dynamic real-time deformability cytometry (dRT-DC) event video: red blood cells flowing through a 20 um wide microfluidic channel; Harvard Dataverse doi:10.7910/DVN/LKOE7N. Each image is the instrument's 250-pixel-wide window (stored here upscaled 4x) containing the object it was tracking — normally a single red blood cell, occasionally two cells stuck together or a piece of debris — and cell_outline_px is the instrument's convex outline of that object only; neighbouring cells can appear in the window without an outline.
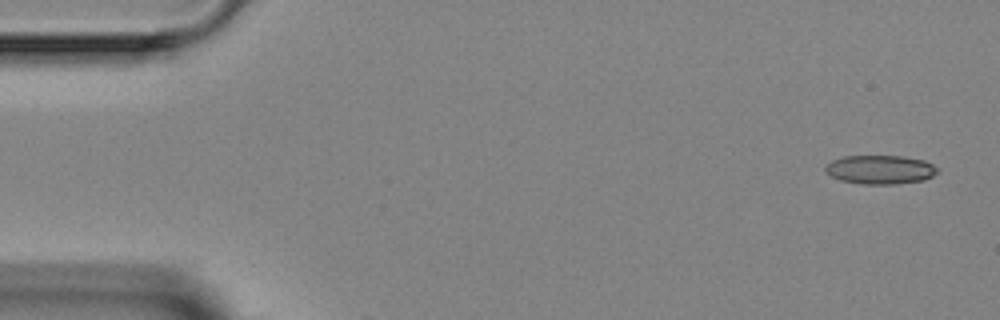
{"species": "Egyptian fruit bat (a non-hibernating species)", "species_latin": "Rousettus aegyptiacus", "temperature_condition": "room temperature", "stored_images_in_passage": 3, "camera_frame_rate_fps": 3000, "um_per_image_px": 0.085, "animal": {"sex": "female"}, "frame": {"image": 1, "passage_image": 1, "time_ms": 0.0, "image_size_px": [1000, 320], "cell_outline_px": [[940, 168], [932, 176], [924, 180], [896, 184], [864, 184], [840, 180], [824, 172], [824, 168], [832, 160], [844, 156], [904, 156], [924, 160]], "centroid_in_image_um": [74.82, 14.41], "position_along_channel_um": 10.2, "area_um2": 18.9}}
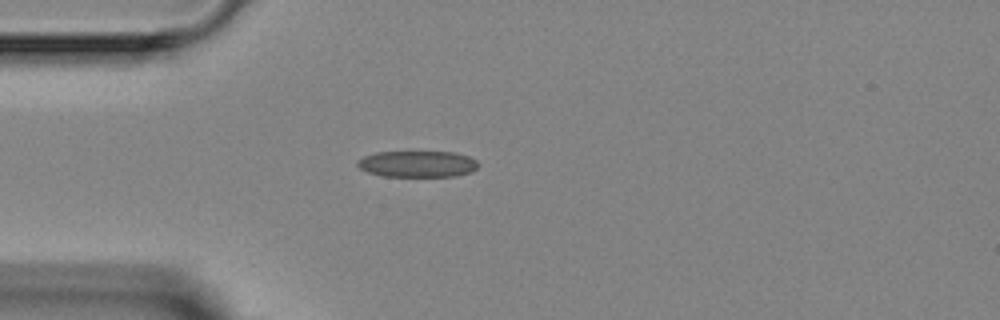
{"frame": {"image": 2, "passage_image": 3, "time_ms": 3.667, "image_size_px": [1000, 320], "cell_outline_px": [[480, 164], [472, 172], [456, 176], [384, 176], [368, 172], [360, 168], [356, 164], [356, 160], [364, 156], [376, 152], [456, 152], [468, 156], [476, 160]], "centroid_in_image_um": [35.5, 13.93], "position_along_channel_um": 49.5, "area_um2": 18.61}}